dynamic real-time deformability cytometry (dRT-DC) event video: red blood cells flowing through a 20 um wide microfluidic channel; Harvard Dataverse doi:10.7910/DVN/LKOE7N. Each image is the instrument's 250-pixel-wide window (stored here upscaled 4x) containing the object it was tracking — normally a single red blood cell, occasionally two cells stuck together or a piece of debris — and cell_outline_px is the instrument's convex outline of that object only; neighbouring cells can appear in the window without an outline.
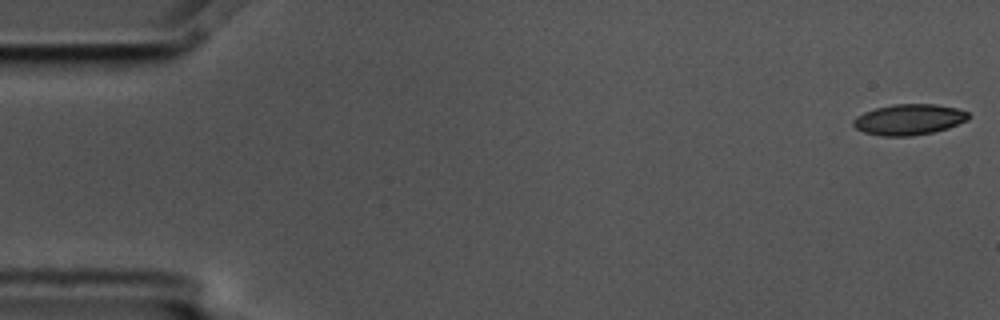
{"species": "common noctule bat (a hibernating species)", "species_latin": "Nyctalus noctula", "temperature_condition": "cold", "stored_images_in_passage": 5, "camera_frame_rate_fps": 3000, "um_per_image_px": 0.085, "animal": {"sex": "male", "body_mass_g": 17.5, "forearm_length_mm": 52.3}, "frame": {"image": 1, "passage_image": 1, "time_ms": 0.0, "image_size_px": [1000, 320], "cell_outline_px": [[972, 116], [968, 120], [948, 128], [932, 132], [912, 136], [880, 136], [864, 132], [856, 128], [852, 124], [852, 120], [856, 116], [864, 112], [876, 108], [892, 104], [936, 104], [956, 108], [968, 112]], "centroid_in_image_um": [77.27, 10.16], "position_along_channel_um": 7.7, "area_um2": 20.81}}
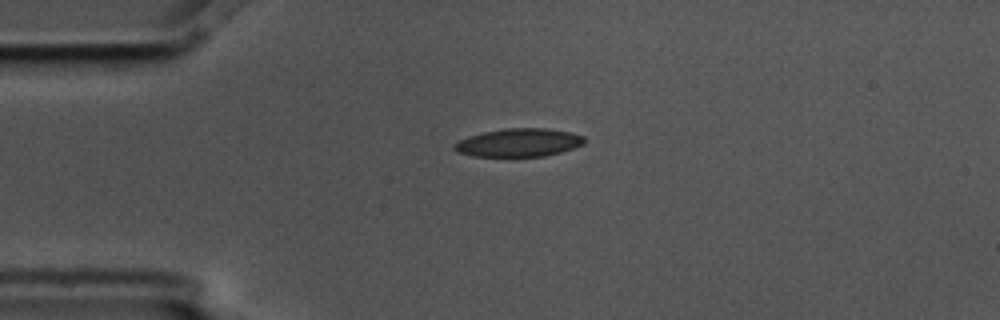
{"frame": {"image": 2, "passage_image": 4, "time_ms": 1.0, "image_size_px": [1000, 320], "cell_outline_px": [[584, 144], [560, 152], [544, 156], [476, 156], [456, 152], [452, 148], [452, 144], [460, 140], [484, 132], [504, 128], [548, 128], [572, 132], [584, 136]], "centroid_in_image_um": [44.1, 12.11], "position_along_channel_um": 40.9, "area_um2": 21.27}}